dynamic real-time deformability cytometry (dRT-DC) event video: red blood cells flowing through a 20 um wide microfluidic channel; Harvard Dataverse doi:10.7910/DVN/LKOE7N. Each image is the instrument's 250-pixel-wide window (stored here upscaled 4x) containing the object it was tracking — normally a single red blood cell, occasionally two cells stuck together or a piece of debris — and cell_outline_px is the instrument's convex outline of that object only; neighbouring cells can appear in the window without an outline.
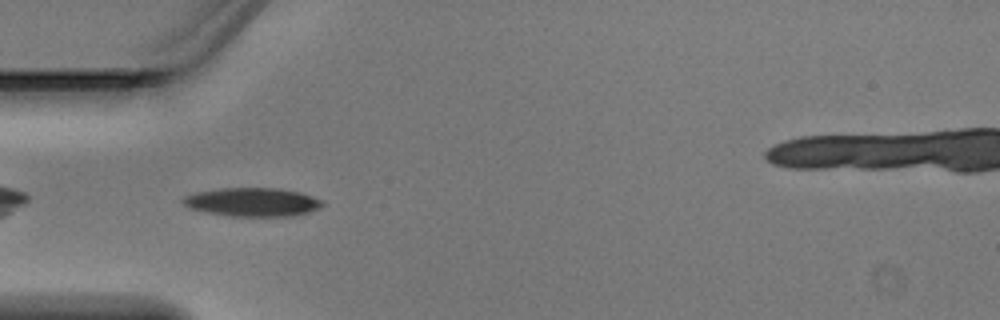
{"species": "Egyptian fruit bat (a non-hibernating species)", "species_latin": "Rousettus aegyptiacus", "temperature_condition": "warm", "stored_images_in_passage": 4, "camera_frame_rate_fps": 3000, "um_per_image_px": 0.085, "animal": {"sex": "male"}, "frame": {"image": 1, "passage_image": 4, "time_ms": 1.0, "image_size_px": [1000, 320], "cell_outline_px": [[324, 204], [320, 208], [308, 212], [292, 216], [232, 216], [204, 212], [188, 208], [180, 200], [184, 196], [196, 192], [220, 188], [280, 188], [300, 192], [324, 200]], "centroid_in_image_um": [21.45, 17.17], "position_along_channel_um": 63.5, "area_um2": 23.47}}